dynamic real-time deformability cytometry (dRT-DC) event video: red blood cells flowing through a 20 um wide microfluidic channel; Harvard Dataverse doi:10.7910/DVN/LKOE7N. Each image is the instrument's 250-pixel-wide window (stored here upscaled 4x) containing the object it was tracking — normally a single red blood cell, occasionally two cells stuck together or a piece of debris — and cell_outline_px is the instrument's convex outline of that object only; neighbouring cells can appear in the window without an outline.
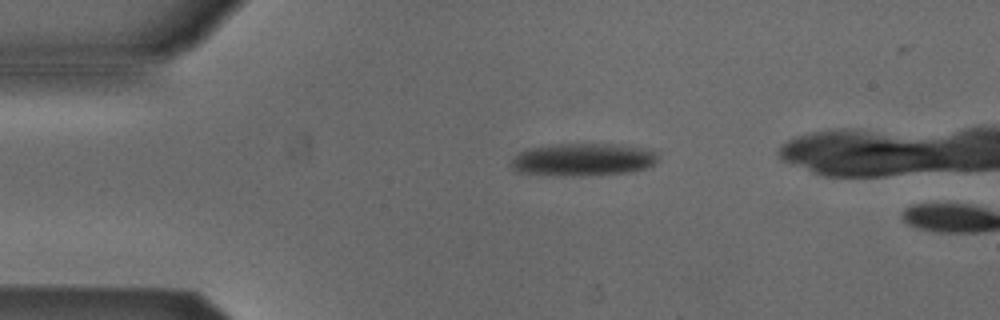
{"species": "Egyptian fruit bat (a non-hibernating species)", "species_latin": "Rousettus aegyptiacus", "temperature_condition": "cold", "stored_images_in_passage": 3, "camera_frame_rate_fps": 3000, "um_per_image_px": 0.085, "animal": {"sex": "male"}, "frame": {"image": 1, "passage_image": 1, "time_ms": 0.0, "image_size_px": [1000, 320], "cell_outline_px": [[660, 156], [648, 168], [628, 172], [584, 176], [552, 176], [516, 172], [508, 164], [516, 152], [528, 148], [556, 144], [612, 144], [644, 148], [656, 152]], "centroid_in_image_um": [49.47, 13.58], "position_along_channel_um": 35.5, "area_um2": 28.44}}